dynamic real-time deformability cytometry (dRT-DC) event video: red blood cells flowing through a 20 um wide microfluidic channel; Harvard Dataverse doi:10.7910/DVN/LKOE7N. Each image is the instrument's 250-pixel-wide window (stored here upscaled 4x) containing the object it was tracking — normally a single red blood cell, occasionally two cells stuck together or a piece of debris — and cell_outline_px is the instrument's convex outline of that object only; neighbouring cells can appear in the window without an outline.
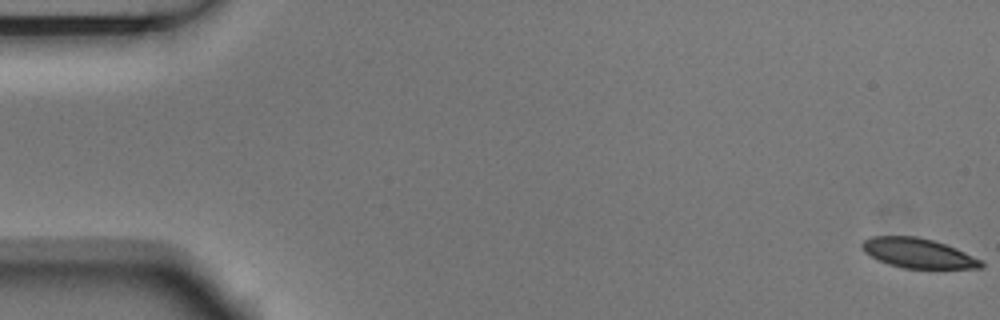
{"species": "Egyptian fruit bat (a non-hibernating species)", "species_latin": "Rousettus aegyptiacus", "temperature_condition": "room temperature", "stored_images_in_passage": 5, "camera_frame_rate_fps": 3000, "um_per_image_px": 0.085, "animal": {"sex": "male"}, "frame": {"image": 1, "passage_image": 1, "time_ms": 0.0, "image_size_px": [1000, 320], "cell_outline_px": [[984, 268], [904, 268], [888, 264], [864, 252], [860, 248], [860, 244], [864, 240], [872, 236], [916, 236], [932, 240], [956, 248], [980, 260], [984, 264]], "centroid_in_image_um": [78.0, 21.51], "position_along_channel_um": 7.0, "area_um2": 20.4}}
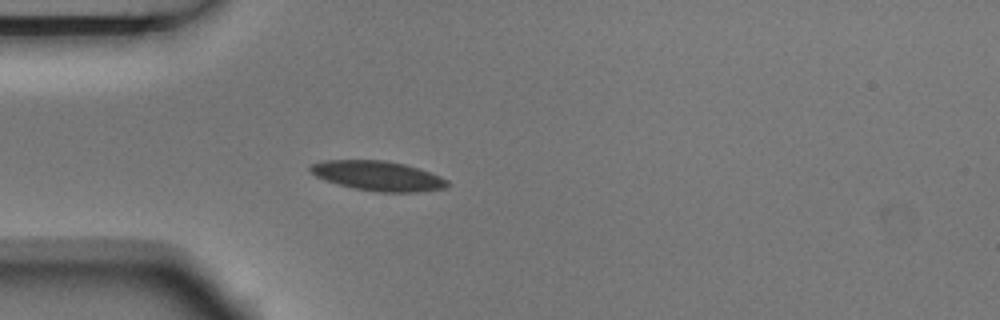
{"frame": {"image": 2, "passage_image": 5, "time_ms": 1.333, "image_size_px": [1000, 320], "cell_outline_px": [[452, 184], [444, 188], [416, 192], [376, 192], [352, 188], [324, 180], [316, 176], [308, 168], [312, 164], [320, 160], [388, 160], [420, 168], [440, 176], [448, 180]], "centroid_in_image_um": [32.13, 14.94], "position_along_channel_um": 52.9, "area_um2": 23.99}}